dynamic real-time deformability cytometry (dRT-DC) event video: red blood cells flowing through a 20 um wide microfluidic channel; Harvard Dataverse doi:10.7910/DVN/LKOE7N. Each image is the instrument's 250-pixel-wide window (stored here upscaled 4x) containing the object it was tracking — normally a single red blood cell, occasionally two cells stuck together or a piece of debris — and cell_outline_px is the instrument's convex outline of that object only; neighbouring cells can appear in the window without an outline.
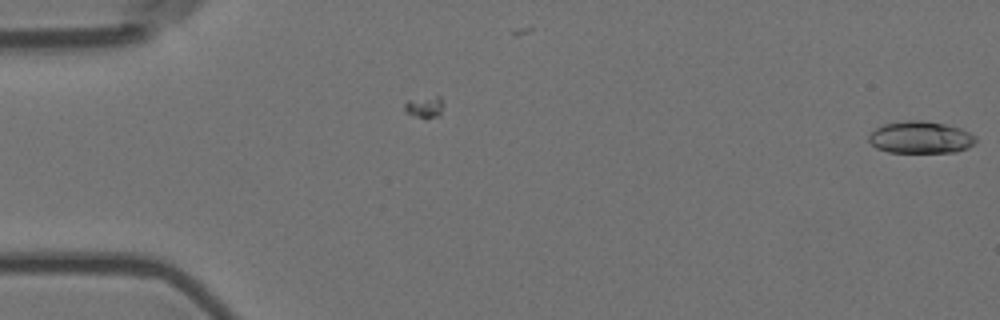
{"species": "Egyptian fruit bat (a non-hibernating species)", "species_latin": "Rousettus aegyptiacus", "temperature_condition": "room temperature", "stored_images_in_passage": 2, "camera_frame_rate_fps": 3000, "um_per_image_px": 0.085, "animal": {"sex": "female"}, "frame": {"image": 1, "passage_image": 2, "time_ms": 0.333, "image_size_px": [1000, 320], "cell_outline_px": [[976, 140], [968, 148], [956, 152], [888, 152], [876, 148], [868, 140], [868, 136], [876, 128], [884, 124], [908, 120], [924, 120], [944, 124], [960, 128], [976, 136]], "centroid_in_image_um": [78.24, 11.68], "position_along_channel_um": 6.8, "area_um2": 19.94}}